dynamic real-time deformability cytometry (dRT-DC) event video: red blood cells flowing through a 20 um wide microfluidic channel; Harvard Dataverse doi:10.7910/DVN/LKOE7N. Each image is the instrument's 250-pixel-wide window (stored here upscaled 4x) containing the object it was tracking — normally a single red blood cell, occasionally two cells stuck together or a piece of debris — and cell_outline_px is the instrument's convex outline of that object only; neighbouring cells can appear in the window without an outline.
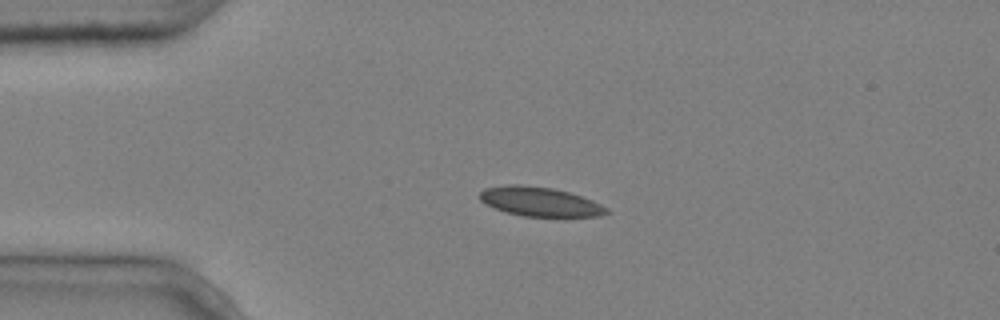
{"species": "common noctule bat (a hibernating species)", "species_latin": "Nyctalus noctula", "temperature_condition": "cold", "stored_images_in_passage": 3, "camera_frame_rate_fps": 3000, "um_per_image_px": 0.085, "animal": {"sex": "male", "body_mass_g": 20.4}, "frame": {"image": 1, "passage_image": 1, "time_ms": 0.0, "image_size_px": [1000, 320], "cell_outline_px": [[608, 212], [600, 216], [524, 216], [508, 212], [496, 208], [480, 200], [480, 192], [484, 188], [508, 184], [520, 184], [552, 188], [568, 192], [592, 200], [608, 208]], "centroid_in_image_um": [45.88, 17.13], "position_along_channel_um": 39.1, "area_um2": 21.27}}